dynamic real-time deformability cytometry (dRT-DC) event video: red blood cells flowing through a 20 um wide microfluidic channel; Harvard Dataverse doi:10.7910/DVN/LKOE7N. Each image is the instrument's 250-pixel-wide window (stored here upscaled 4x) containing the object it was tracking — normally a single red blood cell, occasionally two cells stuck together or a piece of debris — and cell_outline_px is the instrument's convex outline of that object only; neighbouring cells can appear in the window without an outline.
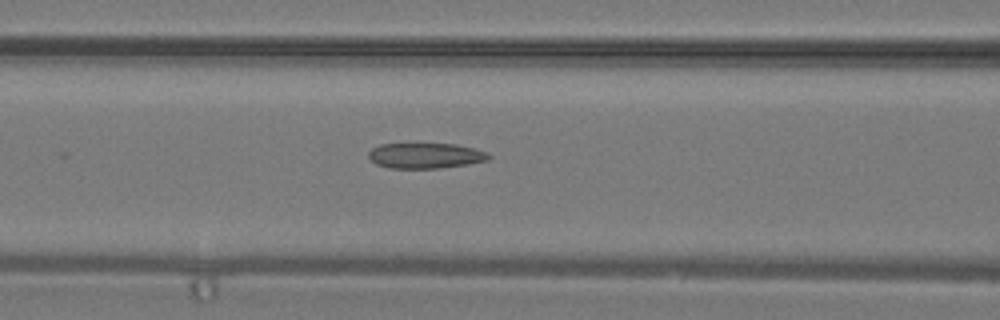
{"species": "common noctule bat (a hibernating species)", "species_latin": "Nyctalus noctula", "temperature_condition": "warm", "stored_images_in_passage": 19, "camera_frame_rate_fps": 3000, "um_per_image_px": 0.085, "animal": {"sex": "male", "body_mass_g": 19.2, "forearm_length_mm": 51.8}, "frame": {"image": 1, "passage_image": 16, "time_ms": 5.0, "image_size_px": [1000, 320], "cell_outline_px": [[492, 156], [488, 160], [468, 164], [436, 168], [388, 168], [376, 164], [368, 156], [368, 152], [372, 148], [380, 144], [456, 144], [476, 148], [488, 152]], "centroid_in_image_um": [36.19, 13.22], "position_along_channel_um": 130.4, "area_um2": 17.86}}
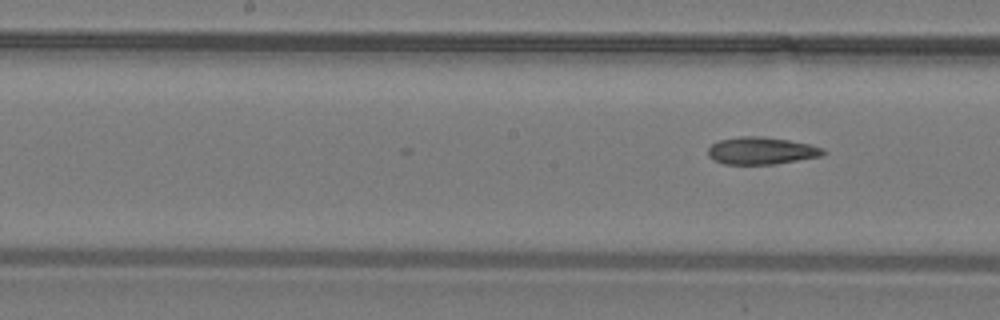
{"frame": {"image": 2, "passage_image": 19, "time_ms": 6.0, "image_size_px": [1000, 320], "cell_outline_px": [[828, 152], [824, 156], [772, 164], [724, 164], [712, 160], [708, 156], [708, 148], [716, 140], [740, 136], [752, 136], [788, 140], [808, 144], [824, 148]], "centroid_in_image_um": [64.7, 12.82], "position_along_channel_um": 183.5, "area_um2": 18.38}}